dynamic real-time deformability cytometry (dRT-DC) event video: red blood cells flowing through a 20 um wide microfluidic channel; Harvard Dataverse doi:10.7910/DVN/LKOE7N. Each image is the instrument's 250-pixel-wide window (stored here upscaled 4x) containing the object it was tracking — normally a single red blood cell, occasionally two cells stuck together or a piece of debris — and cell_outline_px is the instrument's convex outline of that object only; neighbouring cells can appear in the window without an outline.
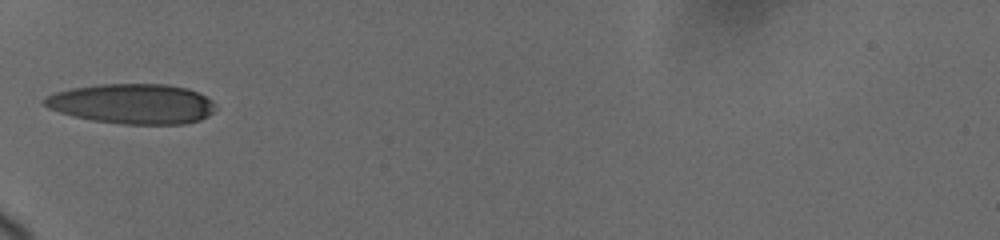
{"species": "human", "species_latin": "Homo sapiens", "temperature_condition": "cold", "stored_images_in_passage": 46, "camera_frame_rate_fps": 3000, "um_per_image_px": 0.085, "donor": {"sex": "female"}, "frame": {"image": 1, "passage_image": 1, "time_ms": 0.0, "image_size_px": [1000, 240], "cell_outline_px": [[216, 108], [208, 116], [200, 120], [184, 124], [120, 124], [92, 120], [72, 116], [48, 108], [44, 104], [44, 96], [56, 92], [72, 88], [100, 84], [168, 84], [188, 88], [200, 92], [212, 100], [216, 104]], "centroid_in_image_um": [11.29, 8.82], "position_along_channel_um": 73.7, "area_um2": 40.23}}
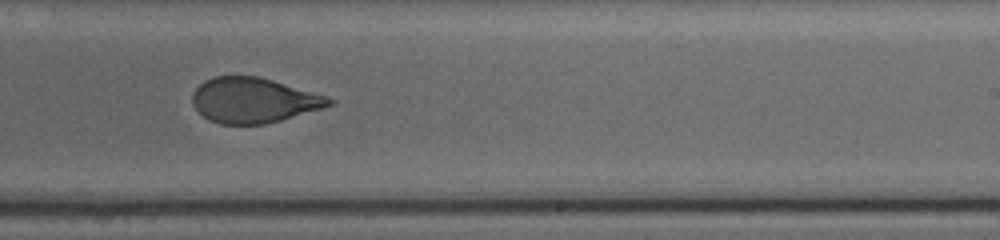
{"frame": {"image": 2, "passage_image": 15, "time_ms": 5.333, "image_size_px": [1000, 240], "cell_outline_px": [[336, 100], [332, 104], [320, 108], [280, 120], [264, 124], [220, 124], [208, 120], [192, 104], [192, 92], [204, 80], [212, 76], [260, 76], [328, 96]], "centroid_in_image_um": [21.53, 8.51], "position_along_channel_um": 267.5, "area_um2": 35.89}}
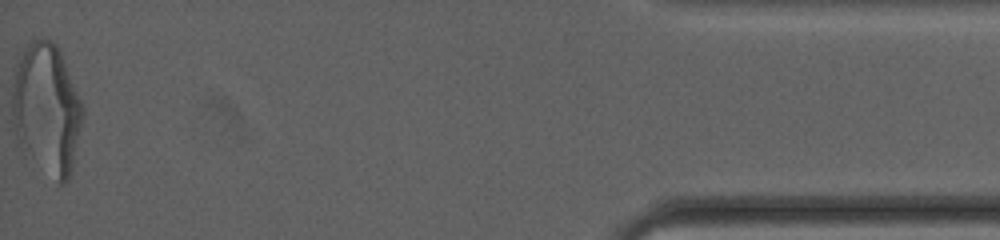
{"frame": {"image": 3, "passage_image": 46, "time_ms": 11.667, "image_size_px": [1000, 240], "cell_outline_px": [[84, 112], [72, 164], [68, 180], [64, 184], [60, 184], [24, 156], [16, 136], [12, 116], [12, 72], [16, 56], [32, 40], [44, 36], [52, 40], [60, 48], [84, 104]], "centroid_in_image_um": [3.93, 9.19], "position_along_channel_um": 431.3, "area_um2": 55.2}, "authors_computed_cell_mechanics": {"area_um2": 38.4081, "velocity_mm_per_s": 3.6872, "shape_relaxation_time_tau1_ms": 4.5521, "shape_relaxation_time_tau2_ms": 1.0042, "deformation_change_tau1": 0.1816, "deformation_change_tau2": 0.0657}}